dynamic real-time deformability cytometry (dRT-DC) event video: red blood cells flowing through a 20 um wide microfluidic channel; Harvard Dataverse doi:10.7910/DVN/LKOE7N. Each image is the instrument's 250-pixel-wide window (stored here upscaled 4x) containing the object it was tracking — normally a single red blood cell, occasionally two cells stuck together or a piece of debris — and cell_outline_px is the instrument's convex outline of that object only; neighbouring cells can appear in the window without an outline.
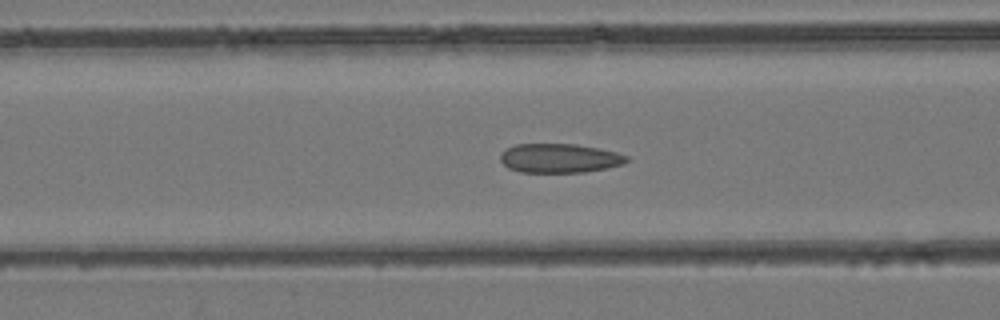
{"species": "common noctule bat (a hibernating species)", "species_latin": "Nyctalus noctula", "temperature_condition": "room temperature", "stored_images_in_passage": 39, "camera_frame_rate_fps": 3000, "um_per_image_px": 0.085, "animal": {"sex": "female", "body_mass_g": 24.6, "forearm_length_mm": 56.2}, "frame": {"image": 1, "passage_image": 14, "time_ms": 4.333, "image_size_px": [1000, 320], "cell_outline_px": [[628, 160], [624, 164], [584, 172], [520, 172], [508, 168], [500, 160], [500, 156], [508, 148], [516, 144], [576, 144], [600, 148], [616, 152], [628, 156]], "centroid_in_image_um": [47.57, 13.44], "position_along_channel_um": 119.0, "area_um2": 21.33}}
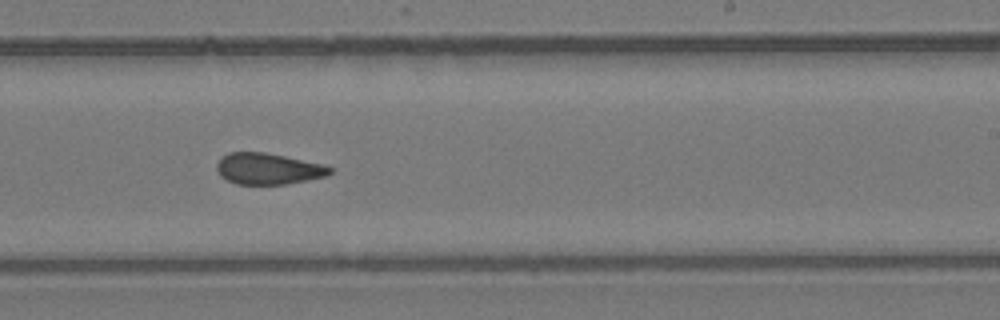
{"frame": {"image": 2, "passage_image": 24, "time_ms": 7.667, "image_size_px": [1000, 320], "cell_outline_px": [[332, 172], [328, 176], [284, 184], [236, 184], [220, 176], [216, 168], [216, 164], [228, 152], [264, 152], [324, 164], [332, 168]], "centroid_in_image_um": [22.8, 14.34], "position_along_channel_um": 266.2, "area_um2": 20.52}}
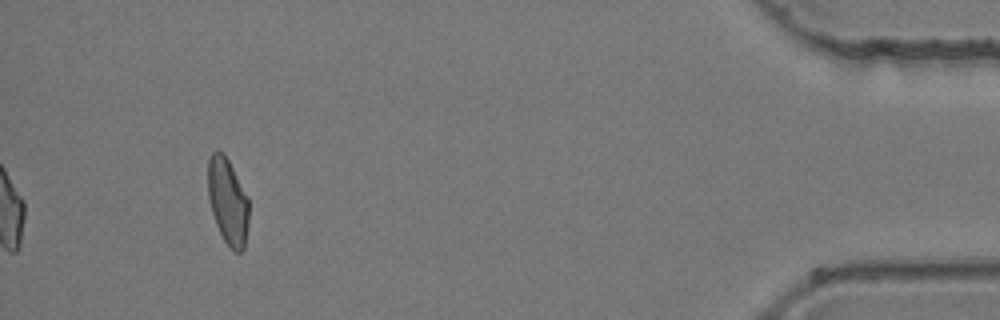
{"frame": {"image": 3, "passage_image": 39, "time_ms": 12.667, "image_size_px": [1000, 320], "cell_outline_px": [[248, 220], [244, 248], [240, 252], [236, 252], [224, 240], [216, 224], [212, 212], [208, 196], [208, 160], [212, 152], [220, 152], [228, 160], [248, 196]], "centroid_in_image_um": [19.36, 17.11], "position_along_channel_um": 415.8, "area_um2": 20.17}}